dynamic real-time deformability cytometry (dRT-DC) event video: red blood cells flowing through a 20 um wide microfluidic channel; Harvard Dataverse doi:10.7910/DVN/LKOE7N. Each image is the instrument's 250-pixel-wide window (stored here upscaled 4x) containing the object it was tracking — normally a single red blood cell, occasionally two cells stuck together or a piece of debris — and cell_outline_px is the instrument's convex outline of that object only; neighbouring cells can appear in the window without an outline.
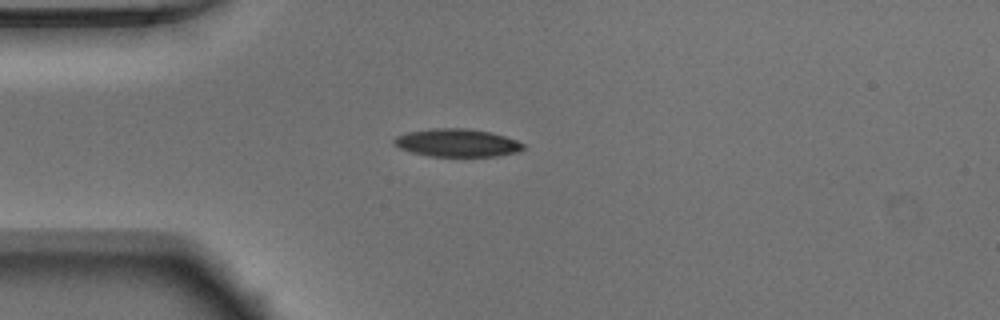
{"species": "Egyptian fruit bat (a non-hibernating species)", "species_latin": "Rousettus aegyptiacus", "temperature_condition": "warm", "stored_images_in_passage": 39, "camera_frame_rate_fps": 3000, "um_per_image_px": 0.085, "animal": {"sex": "male"}, "frame": {"image": 1, "passage_image": 1, "time_ms": 0.0, "image_size_px": [1000, 320], "cell_outline_px": [[524, 148], [520, 152], [496, 156], [428, 156], [412, 152], [400, 148], [392, 144], [392, 140], [396, 136], [408, 132], [432, 128], [468, 128], [492, 132], [516, 140], [524, 144]], "centroid_in_image_um": [38.85, 12.13], "position_along_channel_um": 46.2, "area_um2": 21.15}}
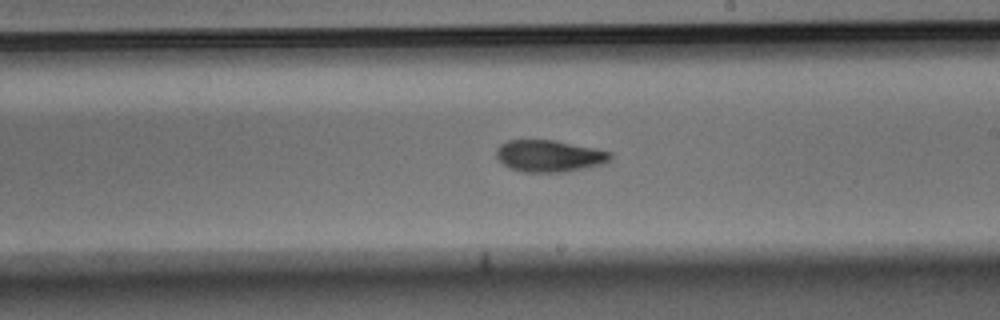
{"frame": {"image": 2, "passage_image": 17, "time_ms": 5.333, "image_size_px": [1000, 320], "cell_outline_px": [[612, 160], [604, 164], [564, 172], [520, 172], [508, 168], [496, 156], [496, 148], [500, 144], [508, 140], [556, 140], [596, 148], [612, 152]], "centroid_in_image_um": [46.71, 13.25], "position_along_channel_um": 242.3, "area_um2": 21.44}}
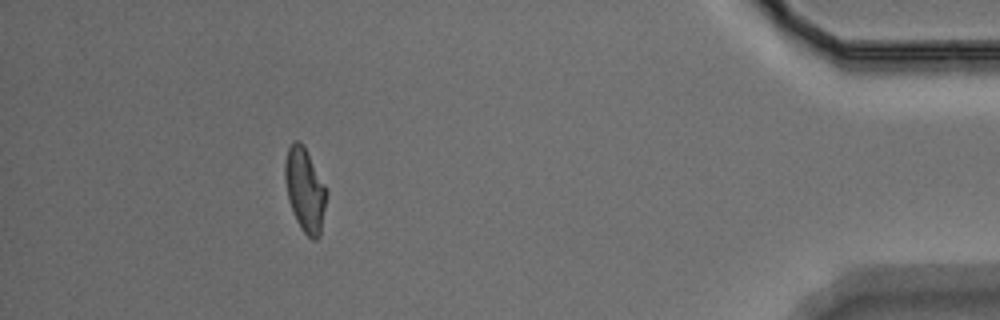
{"frame": {"image": 3, "passage_image": 34, "time_ms": 11.0, "image_size_px": [1000, 320], "cell_outline_px": [[328, 192], [320, 236], [316, 240], [312, 240], [300, 228], [296, 220], [288, 200], [284, 180], [284, 164], [288, 148], [292, 140], [300, 140], [304, 144]], "centroid_in_image_um": [25.91, 16.12], "position_along_channel_um": 409.3, "area_um2": 20.58}, "authors_computed_cell_mechanics": {"area_um2": 20.9236, "velocity_mm_per_s": 3.9407, "shape_relaxation_time_tau1_ms": 7.453, "shape_relaxation_time_tau2_ms": 2.9347, "deformation_change_tau1": 0.205, "deformation_change_tau2": 0.0919}}